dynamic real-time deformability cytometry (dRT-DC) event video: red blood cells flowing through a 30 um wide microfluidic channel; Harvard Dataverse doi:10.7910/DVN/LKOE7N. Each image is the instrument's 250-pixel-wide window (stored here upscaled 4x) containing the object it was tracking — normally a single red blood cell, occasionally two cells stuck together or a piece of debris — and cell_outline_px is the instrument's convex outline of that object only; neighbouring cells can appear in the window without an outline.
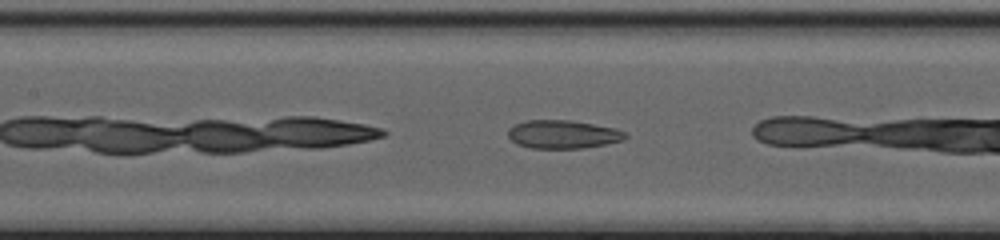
{"species": "common noctule bat (a hibernating species)", "species_latin": "Nyctalus noctula", "temperature_condition": "cold", "stored_images_in_passage": 24, "camera_frame_rate_fps": 3000, "um_per_image_px": 0.085, "animal": {"sex": "female", "body_mass_g": 20.0, "forearm_length_mm": 54.0}, "frame": {"image": 1, "passage_image": 8, "time_ms": 2.333, "image_size_px": [1000, 240], "cell_outline_px": [[628, 136], [624, 140], [584, 148], [532, 148], [516, 144], [508, 136], [508, 128], [524, 120], [572, 120], [616, 128], [624, 132]], "centroid_in_image_um": [47.84, 11.41], "position_along_channel_um": 159.6, "area_um2": 19.42}}
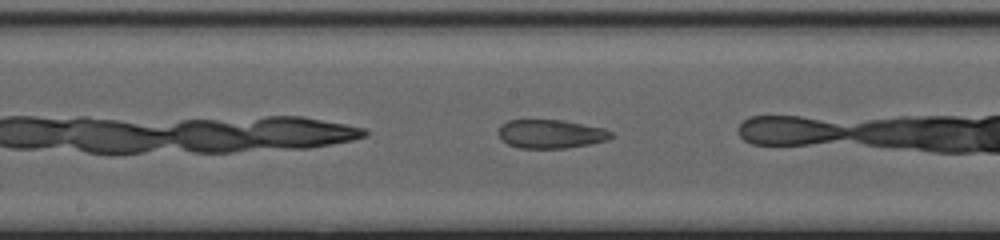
{"frame": {"image": 2, "passage_image": 11, "time_ms": 3.333, "image_size_px": [1000, 240], "cell_outline_px": [[612, 136], [608, 140], [568, 148], [520, 148], [508, 144], [500, 140], [496, 132], [500, 124], [508, 120], [564, 120], [604, 128], [612, 132]], "centroid_in_image_um": [46.76, 11.38], "position_along_channel_um": 201.4, "area_um2": 19.07}}
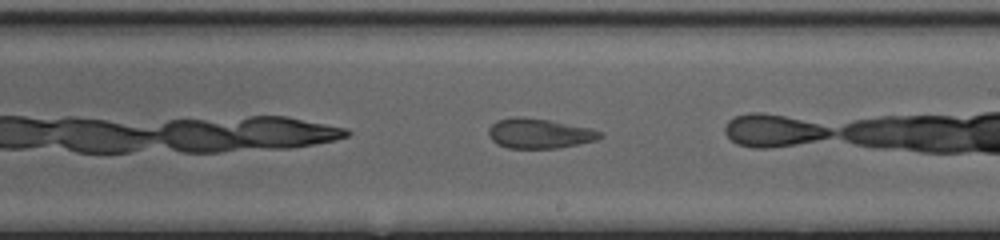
{"frame": {"image": 3, "passage_image": 14, "time_ms": 4.333, "image_size_px": [1000, 240], "cell_outline_px": [[604, 136], [596, 140], [556, 148], [508, 148], [496, 144], [488, 136], [488, 128], [496, 120], [512, 116], [520, 116], [548, 120], [588, 128], [600, 132]], "centroid_in_image_um": [45.76, 11.34], "position_along_channel_um": 243.2, "area_um2": 19.31}}